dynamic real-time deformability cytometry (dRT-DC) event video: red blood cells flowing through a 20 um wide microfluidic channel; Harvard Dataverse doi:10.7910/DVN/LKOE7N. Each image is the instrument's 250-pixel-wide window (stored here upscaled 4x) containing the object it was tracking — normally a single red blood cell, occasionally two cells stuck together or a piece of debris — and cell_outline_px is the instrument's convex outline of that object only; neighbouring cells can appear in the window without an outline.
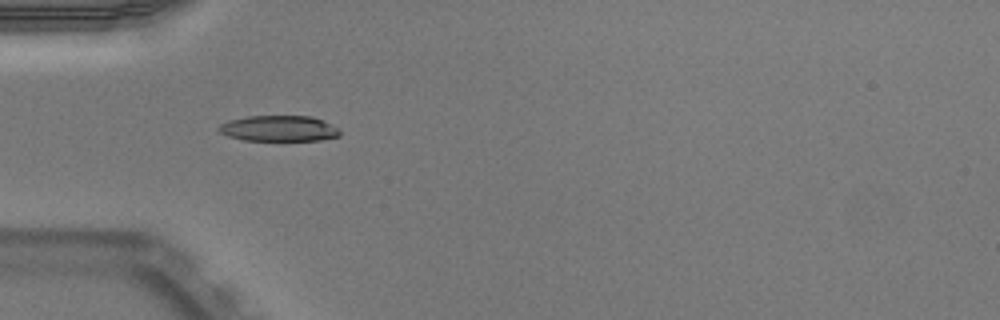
{"species": "Egyptian fruit bat (a non-hibernating species)", "species_latin": "Rousettus aegyptiacus", "temperature_condition": "warm", "stored_images_in_passage": 36, "segment_of_instrument_passage": [1, 2], "camera_frame_rate_fps": 3000, "um_per_image_px": 0.085, "animal": {"sex": "male"}, "frame": {"image": 1, "passage_image": 1, "time_ms": 0.0, "image_size_px": [1000, 320], "cell_outline_px": [[340, 136], [320, 140], [244, 140], [228, 136], [220, 132], [216, 128], [220, 124], [228, 120], [248, 116], [312, 116], [324, 120], [340, 128]], "centroid_in_image_um": [23.73, 10.91], "position_along_channel_um": 61.3, "area_um2": 18.32}}
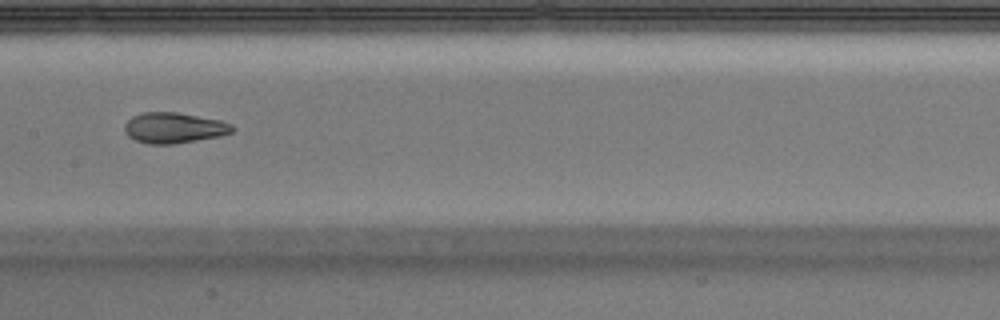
{"frame": {"image": 2, "passage_image": 11, "time_ms": 3.333, "image_size_px": [1000, 320], "cell_outline_px": [[236, 128], [232, 132], [220, 136], [172, 144], [148, 144], [136, 140], [128, 136], [124, 132], [124, 124], [132, 116], [144, 112], [176, 112], [220, 120], [232, 124]], "centroid_in_image_um": [14.78, 10.86], "position_along_channel_um": 192.6, "area_um2": 19.25}}